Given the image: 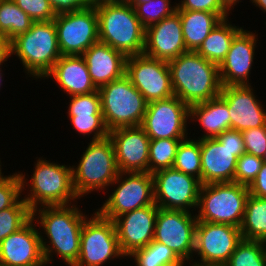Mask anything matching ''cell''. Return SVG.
<instances>
[{
	"label": "cell",
	"instance_id": "836d02e7",
	"mask_svg": "<svg viewBox=\"0 0 266 266\" xmlns=\"http://www.w3.org/2000/svg\"><path fill=\"white\" fill-rule=\"evenodd\" d=\"M185 139H155L149 143V173L172 168L177 148Z\"/></svg>",
	"mask_w": 266,
	"mask_h": 266
},
{
	"label": "cell",
	"instance_id": "e575fe53",
	"mask_svg": "<svg viewBox=\"0 0 266 266\" xmlns=\"http://www.w3.org/2000/svg\"><path fill=\"white\" fill-rule=\"evenodd\" d=\"M32 218V210L21 197L12 207L0 211V242L22 228Z\"/></svg>",
	"mask_w": 266,
	"mask_h": 266
},
{
	"label": "cell",
	"instance_id": "db71d44e",
	"mask_svg": "<svg viewBox=\"0 0 266 266\" xmlns=\"http://www.w3.org/2000/svg\"><path fill=\"white\" fill-rule=\"evenodd\" d=\"M91 2V4H96V3H99V2H103V1H109L111 2V0H89Z\"/></svg>",
	"mask_w": 266,
	"mask_h": 266
},
{
	"label": "cell",
	"instance_id": "ee69618b",
	"mask_svg": "<svg viewBox=\"0 0 266 266\" xmlns=\"http://www.w3.org/2000/svg\"><path fill=\"white\" fill-rule=\"evenodd\" d=\"M217 140L229 149H238V151H245V144L243 141L242 132L229 129L218 135Z\"/></svg>",
	"mask_w": 266,
	"mask_h": 266
},
{
	"label": "cell",
	"instance_id": "f35d334b",
	"mask_svg": "<svg viewBox=\"0 0 266 266\" xmlns=\"http://www.w3.org/2000/svg\"><path fill=\"white\" fill-rule=\"evenodd\" d=\"M263 159L255 155L244 153L238 158L235 170V182L249 186L259 173Z\"/></svg>",
	"mask_w": 266,
	"mask_h": 266
},
{
	"label": "cell",
	"instance_id": "e0dca14e",
	"mask_svg": "<svg viewBox=\"0 0 266 266\" xmlns=\"http://www.w3.org/2000/svg\"><path fill=\"white\" fill-rule=\"evenodd\" d=\"M255 32V33H254ZM243 28L233 38L225 59L219 65L222 86L251 85L250 75L258 47V33Z\"/></svg>",
	"mask_w": 266,
	"mask_h": 266
},
{
	"label": "cell",
	"instance_id": "1f68e13d",
	"mask_svg": "<svg viewBox=\"0 0 266 266\" xmlns=\"http://www.w3.org/2000/svg\"><path fill=\"white\" fill-rule=\"evenodd\" d=\"M173 168L196 177L201 182L200 139L188 137L180 142Z\"/></svg>",
	"mask_w": 266,
	"mask_h": 266
},
{
	"label": "cell",
	"instance_id": "11a10c76",
	"mask_svg": "<svg viewBox=\"0 0 266 266\" xmlns=\"http://www.w3.org/2000/svg\"><path fill=\"white\" fill-rule=\"evenodd\" d=\"M2 162L0 161V176L3 175L4 173L2 172Z\"/></svg>",
	"mask_w": 266,
	"mask_h": 266
},
{
	"label": "cell",
	"instance_id": "ffe728a7",
	"mask_svg": "<svg viewBox=\"0 0 266 266\" xmlns=\"http://www.w3.org/2000/svg\"><path fill=\"white\" fill-rule=\"evenodd\" d=\"M119 172L149 173L150 138L140 127H121L109 131Z\"/></svg>",
	"mask_w": 266,
	"mask_h": 266
},
{
	"label": "cell",
	"instance_id": "681fc988",
	"mask_svg": "<svg viewBox=\"0 0 266 266\" xmlns=\"http://www.w3.org/2000/svg\"><path fill=\"white\" fill-rule=\"evenodd\" d=\"M223 3L232 11L234 10V7L242 2V0H222ZM251 1V0H250Z\"/></svg>",
	"mask_w": 266,
	"mask_h": 266
},
{
	"label": "cell",
	"instance_id": "f1b7e54d",
	"mask_svg": "<svg viewBox=\"0 0 266 266\" xmlns=\"http://www.w3.org/2000/svg\"><path fill=\"white\" fill-rule=\"evenodd\" d=\"M240 231L243 239L266 242V198L249 194Z\"/></svg>",
	"mask_w": 266,
	"mask_h": 266
},
{
	"label": "cell",
	"instance_id": "4dcf8cb0",
	"mask_svg": "<svg viewBox=\"0 0 266 266\" xmlns=\"http://www.w3.org/2000/svg\"><path fill=\"white\" fill-rule=\"evenodd\" d=\"M34 21L13 0H0V32L11 42L27 32Z\"/></svg>",
	"mask_w": 266,
	"mask_h": 266
},
{
	"label": "cell",
	"instance_id": "4fadbf2b",
	"mask_svg": "<svg viewBox=\"0 0 266 266\" xmlns=\"http://www.w3.org/2000/svg\"><path fill=\"white\" fill-rule=\"evenodd\" d=\"M54 23L61 55H82L99 41L98 16L93 4L84 9L56 14Z\"/></svg>",
	"mask_w": 266,
	"mask_h": 266
},
{
	"label": "cell",
	"instance_id": "c3c4849f",
	"mask_svg": "<svg viewBox=\"0 0 266 266\" xmlns=\"http://www.w3.org/2000/svg\"><path fill=\"white\" fill-rule=\"evenodd\" d=\"M251 3L255 5L254 7H258L262 12L266 13V0H251Z\"/></svg>",
	"mask_w": 266,
	"mask_h": 266
},
{
	"label": "cell",
	"instance_id": "5b68a950",
	"mask_svg": "<svg viewBox=\"0 0 266 266\" xmlns=\"http://www.w3.org/2000/svg\"><path fill=\"white\" fill-rule=\"evenodd\" d=\"M13 55L24 67L26 79H43L62 56L54 20L34 22L27 32L14 38L11 41V57Z\"/></svg>",
	"mask_w": 266,
	"mask_h": 266
},
{
	"label": "cell",
	"instance_id": "484cf974",
	"mask_svg": "<svg viewBox=\"0 0 266 266\" xmlns=\"http://www.w3.org/2000/svg\"><path fill=\"white\" fill-rule=\"evenodd\" d=\"M190 123H199L203 128L198 139L216 138L231 129L228 104L219 95L211 100L190 105ZM197 121V122H196Z\"/></svg>",
	"mask_w": 266,
	"mask_h": 266
},
{
	"label": "cell",
	"instance_id": "7c38bea8",
	"mask_svg": "<svg viewBox=\"0 0 266 266\" xmlns=\"http://www.w3.org/2000/svg\"><path fill=\"white\" fill-rule=\"evenodd\" d=\"M189 120L190 106L172 96L149 102L140 127L150 140L187 139Z\"/></svg>",
	"mask_w": 266,
	"mask_h": 266
},
{
	"label": "cell",
	"instance_id": "f546056e",
	"mask_svg": "<svg viewBox=\"0 0 266 266\" xmlns=\"http://www.w3.org/2000/svg\"><path fill=\"white\" fill-rule=\"evenodd\" d=\"M127 258H132L135 266H187L170 248L156 241L136 249Z\"/></svg>",
	"mask_w": 266,
	"mask_h": 266
},
{
	"label": "cell",
	"instance_id": "bcb514c9",
	"mask_svg": "<svg viewBox=\"0 0 266 266\" xmlns=\"http://www.w3.org/2000/svg\"><path fill=\"white\" fill-rule=\"evenodd\" d=\"M249 194L260 198H266V163L263 162L259 173L248 186Z\"/></svg>",
	"mask_w": 266,
	"mask_h": 266
},
{
	"label": "cell",
	"instance_id": "83f0119b",
	"mask_svg": "<svg viewBox=\"0 0 266 266\" xmlns=\"http://www.w3.org/2000/svg\"><path fill=\"white\" fill-rule=\"evenodd\" d=\"M229 20L230 18H225L220 21L196 50L203 58L217 65L225 59L233 38L242 29Z\"/></svg>",
	"mask_w": 266,
	"mask_h": 266
},
{
	"label": "cell",
	"instance_id": "d590c367",
	"mask_svg": "<svg viewBox=\"0 0 266 266\" xmlns=\"http://www.w3.org/2000/svg\"><path fill=\"white\" fill-rule=\"evenodd\" d=\"M131 6L145 29L167 18L177 10V3L173 4L171 0H151L150 2Z\"/></svg>",
	"mask_w": 266,
	"mask_h": 266
},
{
	"label": "cell",
	"instance_id": "7402d4cb",
	"mask_svg": "<svg viewBox=\"0 0 266 266\" xmlns=\"http://www.w3.org/2000/svg\"><path fill=\"white\" fill-rule=\"evenodd\" d=\"M187 51L177 11L145 29L143 54L168 62Z\"/></svg>",
	"mask_w": 266,
	"mask_h": 266
},
{
	"label": "cell",
	"instance_id": "8fae6325",
	"mask_svg": "<svg viewBox=\"0 0 266 266\" xmlns=\"http://www.w3.org/2000/svg\"><path fill=\"white\" fill-rule=\"evenodd\" d=\"M242 239L239 227L198 221L194 256L188 266H224Z\"/></svg>",
	"mask_w": 266,
	"mask_h": 266
},
{
	"label": "cell",
	"instance_id": "30bf717a",
	"mask_svg": "<svg viewBox=\"0 0 266 266\" xmlns=\"http://www.w3.org/2000/svg\"><path fill=\"white\" fill-rule=\"evenodd\" d=\"M80 244V254L73 266H105L126 257L120 250L113 220L97 211L85 219Z\"/></svg>",
	"mask_w": 266,
	"mask_h": 266
},
{
	"label": "cell",
	"instance_id": "6da1fadb",
	"mask_svg": "<svg viewBox=\"0 0 266 266\" xmlns=\"http://www.w3.org/2000/svg\"><path fill=\"white\" fill-rule=\"evenodd\" d=\"M77 204L41 206L32 211V218L41 229L40 240L46 266H54L56 256L67 266L76 263L80 254L82 226L89 216Z\"/></svg>",
	"mask_w": 266,
	"mask_h": 266
},
{
	"label": "cell",
	"instance_id": "3957f363",
	"mask_svg": "<svg viewBox=\"0 0 266 266\" xmlns=\"http://www.w3.org/2000/svg\"><path fill=\"white\" fill-rule=\"evenodd\" d=\"M174 96L187 105L211 100L220 95L219 65L196 51H187L168 61Z\"/></svg>",
	"mask_w": 266,
	"mask_h": 266
},
{
	"label": "cell",
	"instance_id": "277c9868",
	"mask_svg": "<svg viewBox=\"0 0 266 266\" xmlns=\"http://www.w3.org/2000/svg\"><path fill=\"white\" fill-rule=\"evenodd\" d=\"M93 5L98 16L100 42L126 57L143 54L145 28L130 4L103 1Z\"/></svg>",
	"mask_w": 266,
	"mask_h": 266
},
{
	"label": "cell",
	"instance_id": "4316f807",
	"mask_svg": "<svg viewBox=\"0 0 266 266\" xmlns=\"http://www.w3.org/2000/svg\"><path fill=\"white\" fill-rule=\"evenodd\" d=\"M183 29V39L188 51H196L212 29L223 20L216 14L206 11H177Z\"/></svg>",
	"mask_w": 266,
	"mask_h": 266
},
{
	"label": "cell",
	"instance_id": "f907efd6",
	"mask_svg": "<svg viewBox=\"0 0 266 266\" xmlns=\"http://www.w3.org/2000/svg\"><path fill=\"white\" fill-rule=\"evenodd\" d=\"M8 60H4V61H2V62H0V90H1V87L3 86L2 85V83H3V81H4V78H3V75H5L4 73H3V70H2V67L4 68L5 67V62H7ZM3 64H4V66H3Z\"/></svg>",
	"mask_w": 266,
	"mask_h": 266
},
{
	"label": "cell",
	"instance_id": "9c48e42d",
	"mask_svg": "<svg viewBox=\"0 0 266 266\" xmlns=\"http://www.w3.org/2000/svg\"><path fill=\"white\" fill-rule=\"evenodd\" d=\"M110 187L114 189L110 190V194L108 192L103 205L96 209L104 218L113 220L154 204L153 176L148 172H120Z\"/></svg>",
	"mask_w": 266,
	"mask_h": 266
},
{
	"label": "cell",
	"instance_id": "ab89813d",
	"mask_svg": "<svg viewBox=\"0 0 266 266\" xmlns=\"http://www.w3.org/2000/svg\"><path fill=\"white\" fill-rule=\"evenodd\" d=\"M22 197L21 179L15 171L0 176V211L12 207Z\"/></svg>",
	"mask_w": 266,
	"mask_h": 266
},
{
	"label": "cell",
	"instance_id": "7a4b0ae2",
	"mask_svg": "<svg viewBox=\"0 0 266 266\" xmlns=\"http://www.w3.org/2000/svg\"><path fill=\"white\" fill-rule=\"evenodd\" d=\"M56 162L43 156L36 157L31 178L27 173L17 171L24 195L22 198L32 211L41 206L70 205L80 200L73 187L72 166Z\"/></svg>",
	"mask_w": 266,
	"mask_h": 266
},
{
	"label": "cell",
	"instance_id": "816d5d0a",
	"mask_svg": "<svg viewBox=\"0 0 266 266\" xmlns=\"http://www.w3.org/2000/svg\"><path fill=\"white\" fill-rule=\"evenodd\" d=\"M151 0H132L129 4L130 5H139L145 2H150Z\"/></svg>",
	"mask_w": 266,
	"mask_h": 266
},
{
	"label": "cell",
	"instance_id": "8d00e7d4",
	"mask_svg": "<svg viewBox=\"0 0 266 266\" xmlns=\"http://www.w3.org/2000/svg\"><path fill=\"white\" fill-rule=\"evenodd\" d=\"M67 117H103L98 90L90 94L69 96Z\"/></svg>",
	"mask_w": 266,
	"mask_h": 266
},
{
	"label": "cell",
	"instance_id": "2e32d148",
	"mask_svg": "<svg viewBox=\"0 0 266 266\" xmlns=\"http://www.w3.org/2000/svg\"><path fill=\"white\" fill-rule=\"evenodd\" d=\"M125 74L148 103L174 96L167 61L145 54L128 56Z\"/></svg>",
	"mask_w": 266,
	"mask_h": 266
},
{
	"label": "cell",
	"instance_id": "7bdbcfd3",
	"mask_svg": "<svg viewBox=\"0 0 266 266\" xmlns=\"http://www.w3.org/2000/svg\"><path fill=\"white\" fill-rule=\"evenodd\" d=\"M245 152L263 157L266 151V125L242 131Z\"/></svg>",
	"mask_w": 266,
	"mask_h": 266
},
{
	"label": "cell",
	"instance_id": "f5cc1de1",
	"mask_svg": "<svg viewBox=\"0 0 266 266\" xmlns=\"http://www.w3.org/2000/svg\"><path fill=\"white\" fill-rule=\"evenodd\" d=\"M132 0H111L112 3L129 4Z\"/></svg>",
	"mask_w": 266,
	"mask_h": 266
},
{
	"label": "cell",
	"instance_id": "74e56055",
	"mask_svg": "<svg viewBox=\"0 0 266 266\" xmlns=\"http://www.w3.org/2000/svg\"><path fill=\"white\" fill-rule=\"evenodd\" d=\"M76 133L83 136H92L90 141L101 140L109 136L103 117H67Z\"/></svg>",
	"mask_w": 266,
	"mask_h": 266
},
{
	"label": "cell",
	"instance_id": "5bb4252c",
	"mask_svg": "<svg viewBox=\"0 0 266 266\" xmlns=\"http://www.w3.org/2000/svg\"><path fill=\"white\" fill-rule=\"evenodd\" d=\"M197 222L196 213L159 208L153 241L166 245L189 265L194 256Z\"/></svg>",
	"mask_w": 266,
	"mask_h": 266
},
{
	"label": "cell",
	"instance_id": "d6986e66",
	"mask_svg": "<svg viewBox=\"0 0 266 266\" xmlns=\"http://www.w3.org/2000/svg\"><path fill=\"white\" fill-rule=\"evenodd\" d=\"M37 227L31 218L0 242V266H46Z\"/></svg>",
	"mask_w": 266,
	"mask_h": 266
},
{
	"label": "cell",
	"instance_id": "d6a6232c",
	"mask_svg": "<svg viewBox=\"0 0 266 266\" xmlns=\"http://www.w3.org/2000/svg\"><path fill=\"white\" fill-rule=\"evenodd\" d=\"M224 266H266V242L242 239Z\"/></svg>",
	"mask_w": 266,
	"mask_h": 266
},
{
	"label": "cell",
	"instance_id": "8992f818",
	"mask_svg": "<svg viewBox=\"0 0 266 266\" xmlns=\"http://www.w3.org/2000/svg\"><path fill=\"white\" fill-rule=\"evenodd\" d=\"M83 151L79 163L72 165L73 187L79 199L87 197L91 192L109 191L110 185L120 173L109 136L90 141Z\"/></svg>",
	"mask_w": 266,
	"mask_h": 266
},
{
	"label": "cell",
	"instance_id": "9a60e30c",
	"mask_svg": "<svg viewBox=\"0 0 266 266\" xmlns=\"http://www.w3.org/2000/svg\"><path fill=\"white\" fill-rule=\"evenodd\" d=\"M152 176L154 203L159 208L184 210L191 213L196 211L202 185L199 179L173 167L159 170Z\"/></svg>",
	"mask_w": 266,
	"mask_h": 266
},
{
	"label": "cell",
	"instance_id": "60d3db41",
	"mask_svg": "<svg viewBox=\"0 0 266 266\" xmlns=\"http://www.w3.org/2000/svg\"><path fill=\"white\" fill-rule=\"evenodd\" d=\"M34 21H51L56 17L49 0H13Z\"/></svg>",
	"mask_w": 266,
	"mask_h": 266
},
{
	"label": "cell",
	"instance_id": "f6af8a7d",
	"mask_svg": "<svg viewBox=\"0 0 266 266\" xmlns=\"http://www.w3.org/2000/svg\"><path fill=\"white\" fill-rule=\"evenodd\" d=\"M56 14L76 11L91 6L89 0H49Z\"/></svg>",
	"mask_w": 266,
	"mask_h": 266
},
{
	"label": "cell",
	"instance_id": "52a82bcc",
	"mask_svg": "<svg viewBox=\"0 0 266 266\" xmlns=\"http://www.w3.org/2000/svg\"><path fill=\"white\" fill-rule=\"evenodd\" d=\"M248 196V186L236 182L201 185L197 220L240 228Z\"/></svg>",
	"mask_w": 266,
	"mask_h": 266
},
{
	"label": "cell",
	"instance_id": "7dc6e473",
	"mask_svg": "<svg viewBox=\"0 0 266 266\" xmlns=\"http://www.w3.org/2000/svg\"><path fill=\"white\" fill-rule=\"evenodd\" d=\"M11 57V42L6 35L0 32V62L9 60Z\"/></svg>",
	"mask_w": 266,
	"mask_h": 266
},
{
	"label": "cell",
	"instance_id": "44dd1931",
	"mask_svg": "<svg viewBox=\"0 0 266 266\" xmlns=\"http://www.w3.org/2000/svg\"><path fill=\"white\" fill-rule=\"evenodd\" d=\"M158 209L154 203L113 219L120 250L126 257L153 241Z\"/></svg>",
	"mask_w": 266,
	"mask_h": 266
},
{
	"label": "cell",
	"instance_id": "ba28073f",
	"mask_svg": "<svg viewBox=\"0 0 266 266\" xmlns=\"http://www.w3.org/2000/svg\"><path fill=\"white\" fill-rule=\"evenodd\" d=\"M98 92L104 122L109 131L141 125L148 102L126 74L100 87Z\"/></svg>",
	"mask_w": 266,
	"mask_h": 266
},
{
	"label": "cell",
	"instance_id": "ac0fdd59",
	"mask_svg": "<svg viewBox=\"0 0 266 266\" xmlns=\"http://www.w3.org/2000/svg\"><path fill=\"white\" fill-rule=\"evenodd\" d=\"M252 85L222 86L220 96L228 104L231 129L244 131L266 125V109Z\"/></svg>",
	"mask_w": 266,
	"mask_h": 266
},
{
	"label": "cell",
	"instance_id": "d4e9b609",
	"mask_svg": "<svg viewBox=\"0 0 266 266\" xmlns=\"http://www.w3.org/2000/svg\"><path fill=\"white\" fill-rule=\"evenodd\" d=\"M81 56L97 89L125 74L127 57L105 43H94Z\"/></svg>",
	"mask_w": 266,
	"mask_h": 266
},
{
	"label": "cell",
	"instance_id": "cb8c5ba5",
	"mask_svg": "<svg viewBox=\"0 0 266 266\" xmlns=\"http://www.w3.org/2000/svg\"><path fill=\"white\" fill-rule=\"evenodd\" d=\"M53 79L58 88L68 96L90 94L98 89L93 84L88 67L81 55H62L52 69L43 77Z\"/></svg>",
	"mask_w": 266,
	"mask_h": 266
},
{
	"label": "cell",
	"instance_id": "b9f144b4",
	"mask_svg": "<svg viewBox=\"0 0 266 266\" xmlns=\"http://www.w3.org/2000/svg\"><path fill=\"white\" fill-rule=\"evenodd\" d=\"M177 3L176 11H206L216 13L223 19L229 18L231 10L222 0H181Z\"/></svg>",
	"mask_w": 266,
	"mask_h": 266
},
{
	"label": "cell",
	"instance_id": "9f6ffc18",
	"mask_svg": "<svg viewBox=\"0 0 266 266\" xmlns=\"http://www.w3.org/2000/svg\"><path fill=\"white\" fill-rule=\"evenodd\" d=\"M262 159H263V162H265V163H266V151H265V153H264V155H263Z\"/></svg>",
	"mask_w": 266,
	"mask_h": 266
},
{
	"label": "cell",
	"instance_id": "603a6c76",
	"mask_svg": "<svg viewBox=\"0 0 266 266\" xmlns=\"http://www.w3.org/2000/svg\"><path fill=\"white\" fill-rule=\"evenodd\" d=\"M201 184L235 182L238 158L245 151L229 149L217 138L200 139Z\"/></svg>",
	"mask_w": 266,
	"mask_h": 266
}]
</instances>
